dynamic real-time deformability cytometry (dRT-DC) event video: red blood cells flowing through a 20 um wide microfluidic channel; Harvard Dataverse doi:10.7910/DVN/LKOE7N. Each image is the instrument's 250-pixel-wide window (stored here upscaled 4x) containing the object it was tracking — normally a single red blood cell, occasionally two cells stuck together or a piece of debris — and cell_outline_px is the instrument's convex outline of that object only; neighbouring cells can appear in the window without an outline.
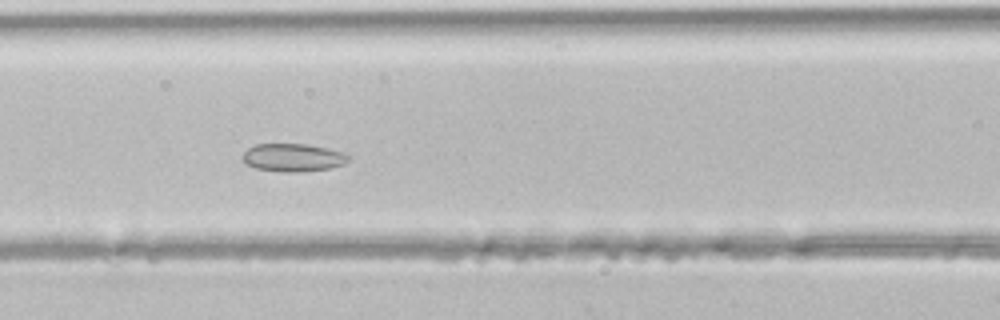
{"species": "common noctule bat (a hibernating species)", "species_latin": "Nyctalus noctula", "temperature_condition": "room temperature", "stored_images_in_passage": 44, "camera_frame_rate_fps": 3000, "um_per_image_px": 0.085, "animal": {"sex": "male", "body_mass_g": 21.5, "forearm_length_mm": 52.0}, "frame": {"image": 1, "passage_image": 18, "time_ms": 5.667, "image_size_px": [1000, 320], "cell_outline_px": [[348, 160], [344, 164], [328, 168], [300, 172], [288, 172], [256, 168], [248, 164], [240, 156], [248, 148], [256, 144], [308, 144], [328, 148], [344, 152], [348, 156]], "centroid_in_image_um": [24.91, 13.38], "position_along_channel_um": 141.7, "area_um2": 17.11}}
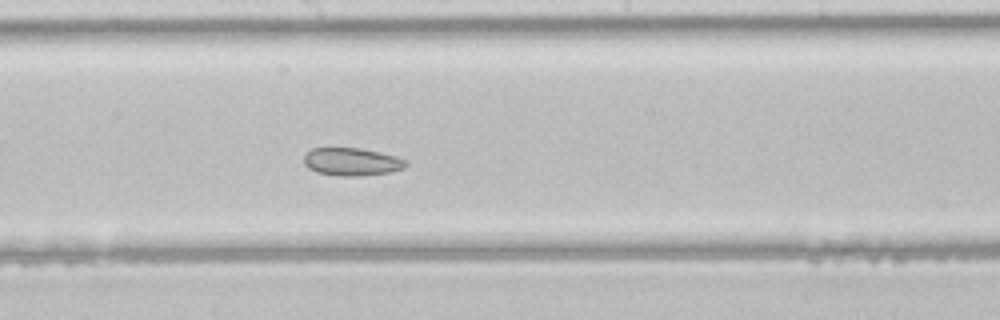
{"frame": {"image": 2, "passage_image": 23, "time_ms": 7.333, "image_size_px": [1000, 320], "cell_outline_px": [[408, 164], [404, 168], [392, 172], [360, 176], [336, 176], [316, 172], [308, 168], [304, 164], [304, 156], [312, 148], [360, 148], [380, 152], [396, 156], [408, 160]], "centroid_in_image_um": [29.93, 13.76], "position_along_channel_um": 218.3, "area_um2": 16.76}}
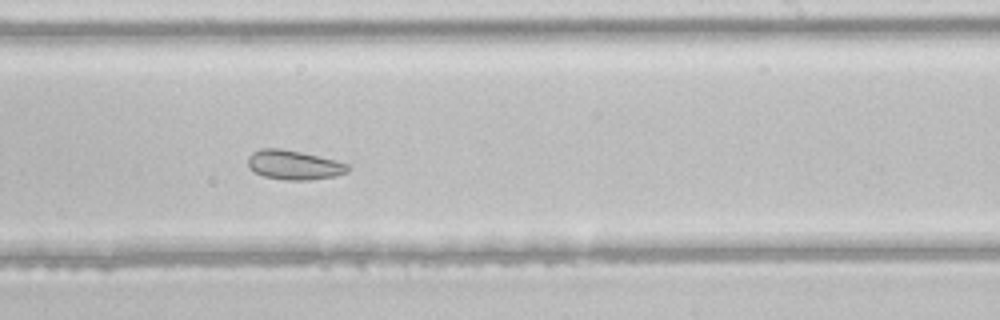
{"frame": {"image": 3, "passage_image": 26, "time_ms": 8.333, "image_size_px": [1000, 320], "cell_outline_px": [[352, 168], [348, 172], [336, 176], [308, 180], [288, 180], [264, 176], [248, 168], [248, 156], [252, 152], [260, 148], [280, 148], [300, 152], [348, 164]], "centroid_in_image_um": [24.97, 14.02], "position_along_channel_um": 264.0, "area_um2": 16.99}}